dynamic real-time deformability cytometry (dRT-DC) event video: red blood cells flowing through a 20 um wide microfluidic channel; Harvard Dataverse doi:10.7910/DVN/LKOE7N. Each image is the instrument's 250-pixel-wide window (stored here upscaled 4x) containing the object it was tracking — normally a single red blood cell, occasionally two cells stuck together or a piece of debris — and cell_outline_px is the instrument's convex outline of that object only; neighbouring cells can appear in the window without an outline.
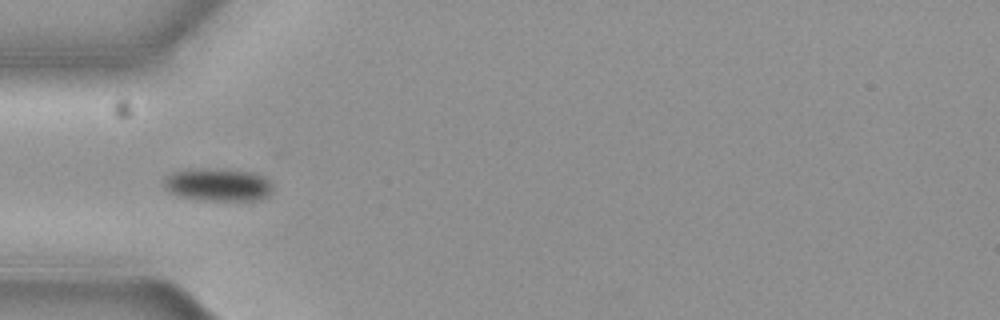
{"species": "common noctule bat (a hibernating species)", "species_latin": "Nyctalus noctula", "temperature_condition": "cold", "stored_images_in_passage": 5, "camera_frame_rate_fps": 3000, "um_per_image_px": 0.085, "animal": {"sex": "female", "body_mass_g": 19.3, "forearm_length_mm": 54.1}, "frame": {"image": 1, "passage_image": 3, "time_ms": 0.667, "image_size_px": [1000, 320], "cell_outline_px": [[272, 192], [268, 196], [260, 200], [200, 200], [180, 196], [168, 192], [164, 188], [164, 180], [172, 172], [192, 168], [200, 168], [252, 172], [264, 176], [272, 184]], "centroid_in_image_um": [18.53, 15.71], "position_along_channel_um": 66.5, "area_um2": 20.87}}
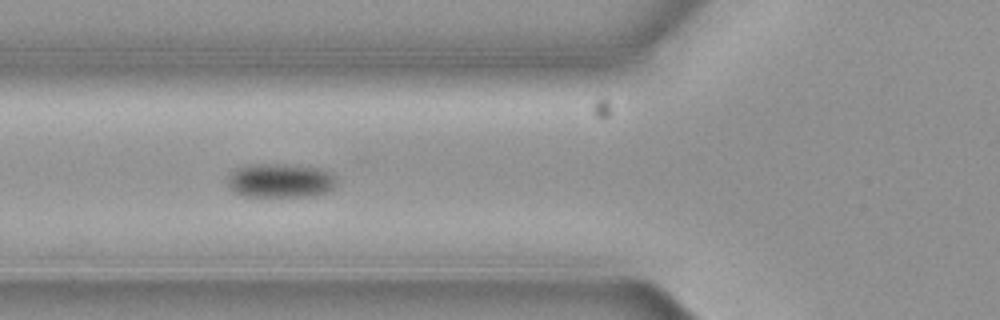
{"frame": {"image": 2, "passage_image": 4, "time_ms": 1.0, "image_size_px": [1000, 320], "cell_outline_px": [[336, 184], [328, 192], [316, 196], [244, 196], [228, 188], [228, 176], [236, 168], [248, 164], [284, 164], [320, 168], [336, 176]], "centroid_in_image_um": [23.83, 15.35], "position_along_channel_um": 102.0, "area_um2": 21.79}}
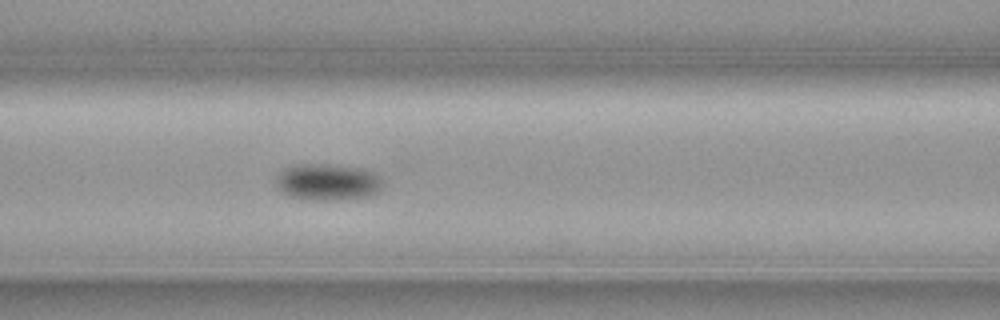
{"frame": {"image": 3, "passage_image": 5, "time_ms": 1.333, "image_size_px": [1000, 320], "cell_outline_px": [[384, 184], [376, 192], [368, 196], [332, 200], [300, 200], [288, 196], [276, 188], [276, 184], [280, 172], [296, 164], [328, 164], [360, 168], [376, 172], [380, 176]], "centroid_in_image_um": [27.85, 15.48], "position_along_channel_um": 138.8, "area_um2": 22.89}}